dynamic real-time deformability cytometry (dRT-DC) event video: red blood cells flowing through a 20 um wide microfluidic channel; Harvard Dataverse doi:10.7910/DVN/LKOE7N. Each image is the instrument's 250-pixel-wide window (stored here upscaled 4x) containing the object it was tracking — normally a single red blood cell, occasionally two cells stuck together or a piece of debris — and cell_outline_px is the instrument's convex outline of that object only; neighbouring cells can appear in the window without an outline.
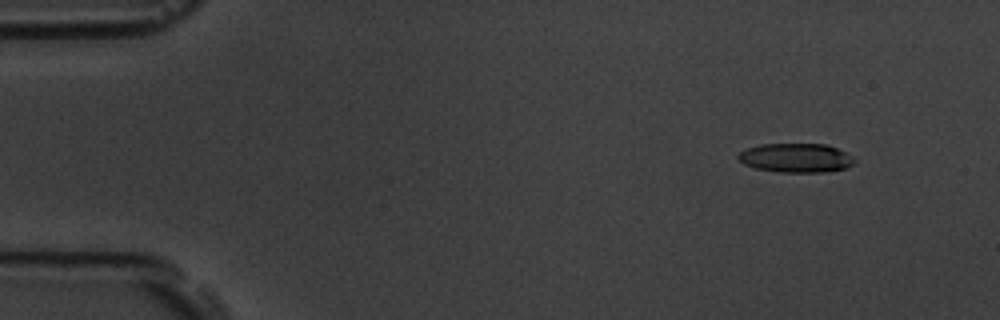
{"species": "common noctule bat (a hibernating species)", "species_latin": "Nyctalus noctula", "temperature_condition": "room temperature", "stored_images_in_passage": 9, "camera_frame_rate_fps": 3000, "um_per_image_px": 0.085, "animal": {"sex": "male", "body_mass_g": 19.5, "forearm_length_mm": 54.6}, "frame": {"image": 1, "passage_image": 1, "time_ms": 0.0, "image_size_px": [1000, 320], "cell_outline_px": [[856, 160], [852, 164], [844, 168], [824, 172], [780, 172], [756, 168], [744, 164], [736, 156], [740, 152], [748, 148], [760, 144], [828, 144], [852, 156]], "centroid_in_image_um": [67.65, 13.41], "position_along_channel_um": 17.4, "area_um2": 19.54}}
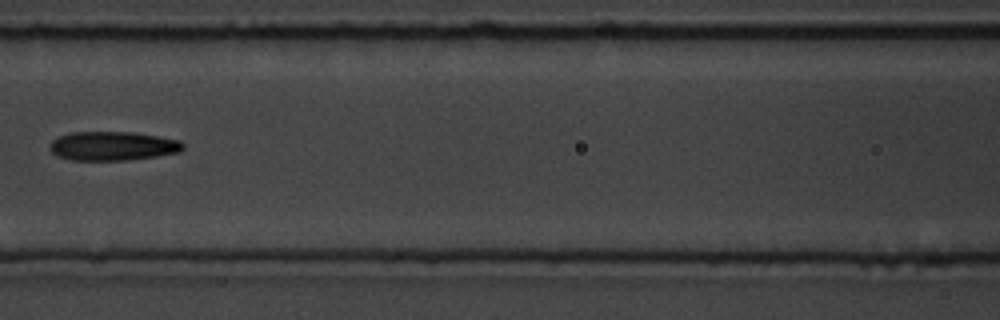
{"frame": {"image": 2, "passage_image": 6, "time_ms": 1.667, "image_size_px": [1000, 320], "cell_outline_px": [[184, 148], [180, 152], [156, 156], [128, 160], [72, 160], [60, 156], [52, 152], [52, 140], [60, 136], [72, 132], [136, 132], [180, 140], [184, 144]], "centroid_in_image_um": [9.65, 12.4], "position_along_channel_um": 157.0, "area_um2": 22.37}}
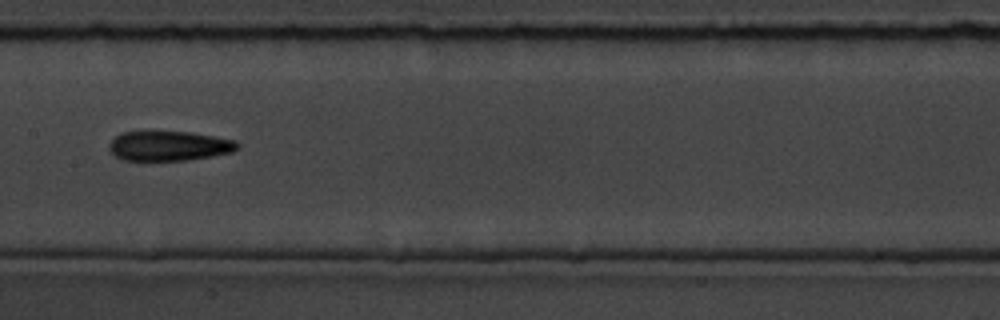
{"frame": {"image": 3, "passage_image": 7, "time_ms": 2.0, "image_size_px": [1000, 320], "cell_outline_px": [[240, 144], [232, 152], [212, 156], [188, 160], [124, 160], [116, 156], [108, 148], [108, 144], [120, 132], [188, 132], [236, 140]], "centroid_in_image_um": [14.36, 12.4], "position_along_channel_um": 193.0, "area_um2": 22.02}}